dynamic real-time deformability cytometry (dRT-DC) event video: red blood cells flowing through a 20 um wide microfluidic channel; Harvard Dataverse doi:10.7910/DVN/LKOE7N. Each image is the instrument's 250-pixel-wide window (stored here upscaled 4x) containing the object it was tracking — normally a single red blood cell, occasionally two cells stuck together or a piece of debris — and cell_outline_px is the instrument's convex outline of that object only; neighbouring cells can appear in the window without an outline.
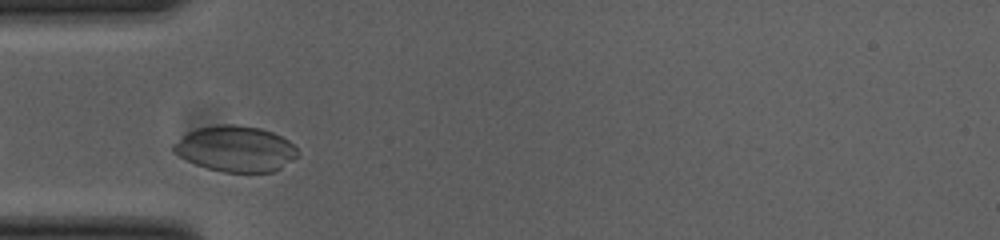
{"species": "common noctule bat (a hibernating species)", "species_latin": "Nyctalus noctula", "temperature_condition": "cold", "stored_images_in_passage": 9, "camera_frame_rate_fps": 3000, "um_per_image_px": 0.085, "animal": {"sex": "female", "body_mass_g": 23.0, "forearm_length_mm": 53.4}, "frame": {"image": 1, "passage_image": 3, "time_ms": 0.667, "image_size_px": [1000, 240], "cell_outline_px": [[300, 156], [280, 168], [272, 172], [224, 172], [208, 168], [196, 164], [172, 152], [172, 144], [188, 132], [196, 128], [220, 124], [236, 124], [260, 128], [272, 132], [288, 140], [300, 152]], "centroid_in_image_um": [20.04, 12.64], "position_along_channel_um": 65.0, "area_um2": 33.18}}
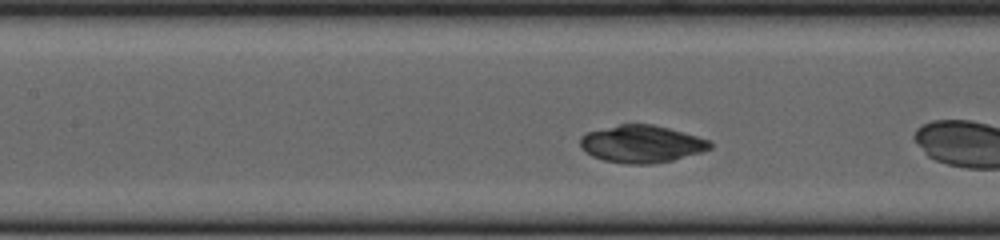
{"frame": {"image": 2, "passage_image": 8, "time_ms": 2.333, "image_size_px": [1000, 240], "cell_outline_px": [[712, 148], [700, 152], [672, 160], [652, 164], [624, 164], [604, 160], [592, 156], [584, 152], [580, 148], [580, 136], [588, 132], [620, 124], [652, 124], [668, 128], [696, 136], [708, 140], [712, 144]], "centroid_in_image_um": [54.49, 12.24], "position_along_channel_um": 152.9, "area_um2": 28.15}}